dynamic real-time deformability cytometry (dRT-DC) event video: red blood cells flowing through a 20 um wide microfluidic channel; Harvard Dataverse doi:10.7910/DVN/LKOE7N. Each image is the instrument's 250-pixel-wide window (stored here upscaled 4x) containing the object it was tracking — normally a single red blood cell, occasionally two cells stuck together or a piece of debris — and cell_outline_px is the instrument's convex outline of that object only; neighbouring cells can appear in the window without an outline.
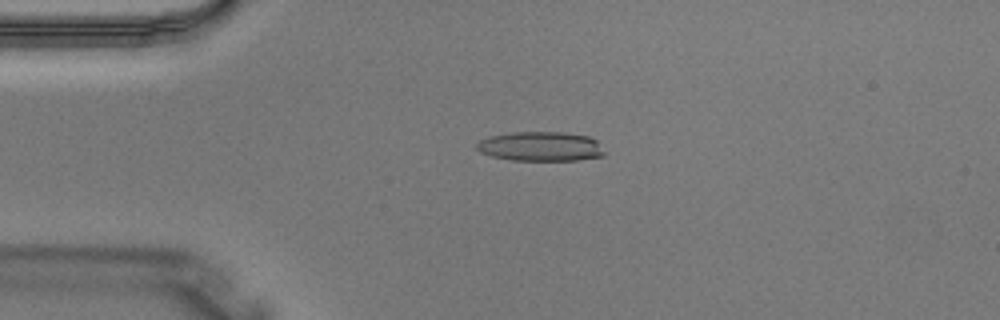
{"species": "Egyptian fruit bat (a non-hibernating species)", "species_latin": "Rousettus aegyptiacus", "temperature_condition": "warm", "stored_images_in_passage": 2, "camera_frame_rate_fps": 3000, "um_per_image_px": 0.085, "animal": {"sex": "male"}, "frame": {"image": 1, "passage_image": 2, "time_ms": 0.333, "image_size_px": [1000, 320], "cell_outline_px": [[604, 156], [576, 160], [512, 160], [492, 156], [480, 152], [476, 148], [476, 144], [480, 140], [488, 136], [508, 132], [564, 132], [588, 136], [596, 140], [604, 152]], "centroid_in_image_um": [45.92, 12.44], "position_along_channel_um": 39.1, "area_um2": 21.96}}